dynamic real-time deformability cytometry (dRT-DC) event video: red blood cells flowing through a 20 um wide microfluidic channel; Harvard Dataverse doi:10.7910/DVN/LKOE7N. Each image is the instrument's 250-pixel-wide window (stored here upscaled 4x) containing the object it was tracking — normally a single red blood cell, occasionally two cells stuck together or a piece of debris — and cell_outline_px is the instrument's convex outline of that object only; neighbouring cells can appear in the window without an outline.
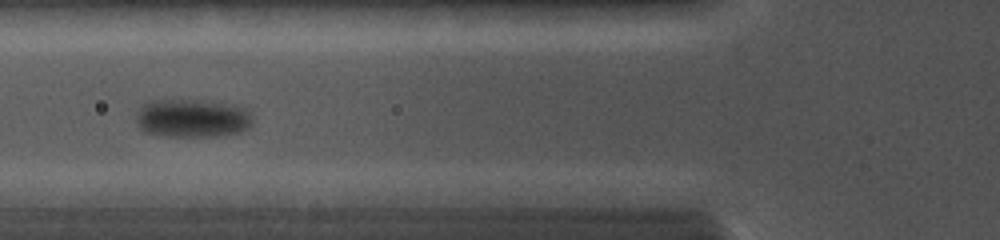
{"species": "common noctule bat (a hibernating species)", "species_latin": "Nyctalus noctula", "temperature_condition": "cold", "stored_images_in_passage": 41, "camera_frame_rate_fps": 5000, "um_per_image_px": 0.085, "animal": {"sex": "female", "body_mass_g": 19.0, "forearm_length_mm": 56.7}, "frame": {"image": 1, "passage_image": 16, "time_ms": 5.6, "image_size_px": [1000, 240], "cell_outline_px": [[252, 124], [248, 128], [240, 132], [212, 136], [164, 136], [144, 132], [140, 128], [136, 120], [136, 112], [144, 100], [188, 100], [232, 104], [244, 108], [252, 116]], "centroid_in_image_um": [16.28, 10.04], "position_along_channel_um": 109.5, "area_um2": 26.13}}
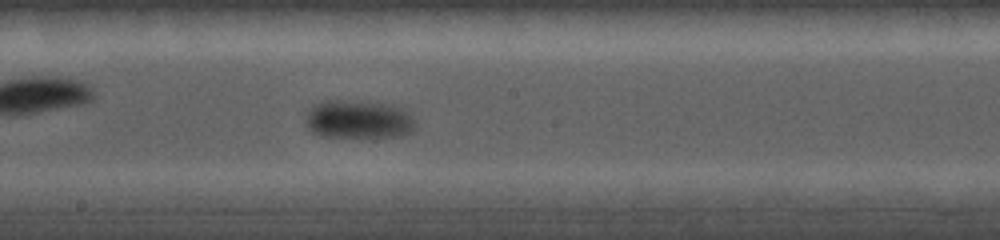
{"frame": {"image": 2, "passage_image": 23, "time_ms": 8.2, "image_size_px": [1000, 240], "cell_outline_px": [[416, 128], [412, 132], [400, 136], [320, 136], [312, 132], [308, 128], [304, 120], [308, 108], [312, 104], [320, 100], [344, 100], [392, 104], [404, 108], [416, 120]], "centroid_in_image_um": [30.46, 10.12], "position_along_channel_um": 217.7, "area_um2": 25.03}}
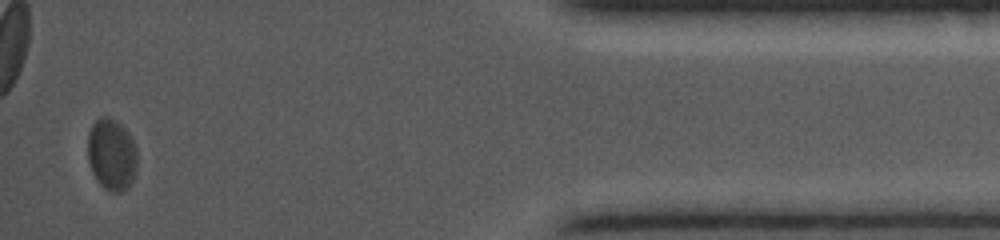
{"frame": {"image": 3, "passage_image": 40, "time_ms": 14.4, "image_size_px": [1000, 240], "cell_outline_px": [[136, 172], [128, 188], [120, 192], [112, 192], [104, 188], [96, 180], [92, 172], [88, 160], [88, 132], [92, 124], [100, 116], [108, 116], [116, 120], [128, 132], [136, 148]], "centroid_in_image_um": [9.47, 13.13], "position_along_channel_um": 425.7, "area_um2": 20.81}}